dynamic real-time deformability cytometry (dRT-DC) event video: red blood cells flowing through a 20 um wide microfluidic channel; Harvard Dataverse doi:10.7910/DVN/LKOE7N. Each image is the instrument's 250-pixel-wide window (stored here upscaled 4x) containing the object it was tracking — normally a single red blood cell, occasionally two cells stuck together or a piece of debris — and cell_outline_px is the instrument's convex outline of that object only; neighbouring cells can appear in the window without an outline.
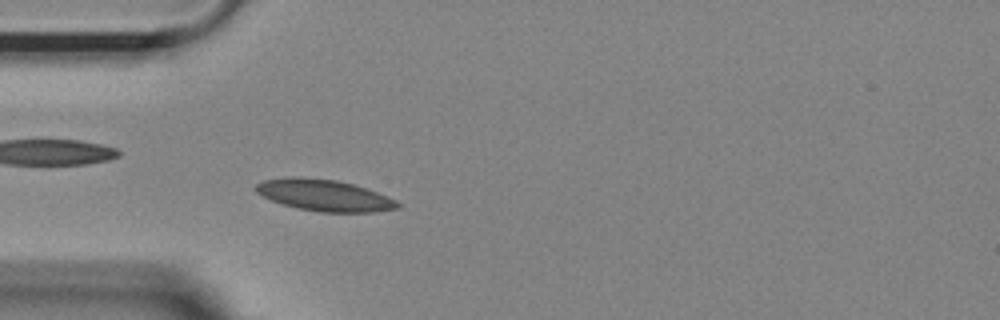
{"species": "Egyptian fruit bat (a non-hibernating species)", "species_latin": "Rousettus aegyptiacus", "temperature_condition": "room temperature", "stored_images_in_passage": 47, "camera_frame_rate_fps": 3000, "um_per_image_px": 0.085, "animal": {"sex": "female"}, "frame": {"image": 1, "passage_image": 13, "time_ms": 4.0, "image_size_px": [1000, 320], "cell_outline_px": [[400, 208], [372, 212], [320, 212], [296, 208], [272, 200], [256, 192], [256, 184], [264, 180], [336, 180], [352, 184], [376, 192], [396, 200], [400, 204]], "centroid_in_image_um": [27.66, 16.66], "position_along_channel_um": 57.3, "area_um2": 24.62}}
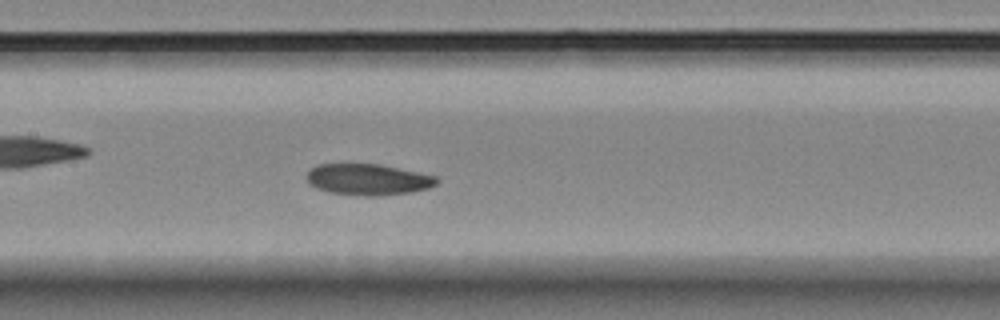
{"frame": {"image": 2, "passage_image": 23, "time_ms": 7.333, "image_size_px": [1000, 320], "cell_outline_px": [[440, 180], [436, 184], [428, 188], [412, 192], [380, 196], [364, 196], [328, 192], [316, 188], [308, 180], [308, 172], [316, 164], [380, 164], [436, 176]], "centroid_in_image_um": [31.31, 15.26], "position_along_channel_um": 176.1, "area_um2": 23.58}}
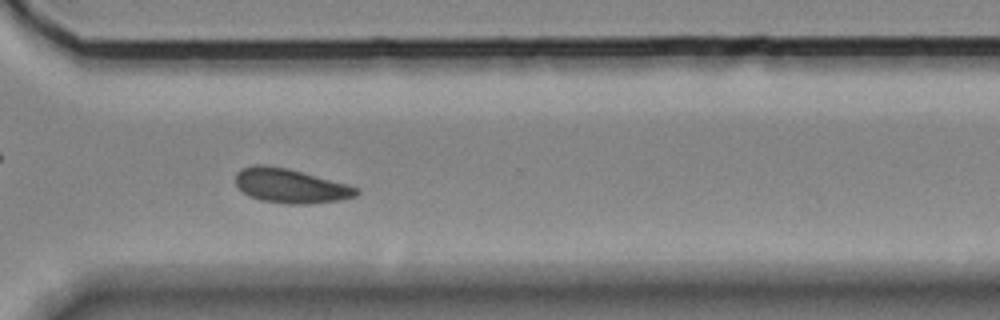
{"frame": {"image": 3, "passage_image": 37, "time_ms": 12.0, "image_size_px": [1000, 320], "cell_outline_px": [[360, 192], [356, 196], [340, 200], [304, 204], [288, 204], [260, 200], [248, 196], [236, 184], [236, 172], [240, 168], [252, 164], [264, 164], [288, 168], [348, 184], [360, 188]], "centroid_in_image_um": [24.69, 15.78], "position_along_channel_um": 345.9, "area_um2": 24.39}}